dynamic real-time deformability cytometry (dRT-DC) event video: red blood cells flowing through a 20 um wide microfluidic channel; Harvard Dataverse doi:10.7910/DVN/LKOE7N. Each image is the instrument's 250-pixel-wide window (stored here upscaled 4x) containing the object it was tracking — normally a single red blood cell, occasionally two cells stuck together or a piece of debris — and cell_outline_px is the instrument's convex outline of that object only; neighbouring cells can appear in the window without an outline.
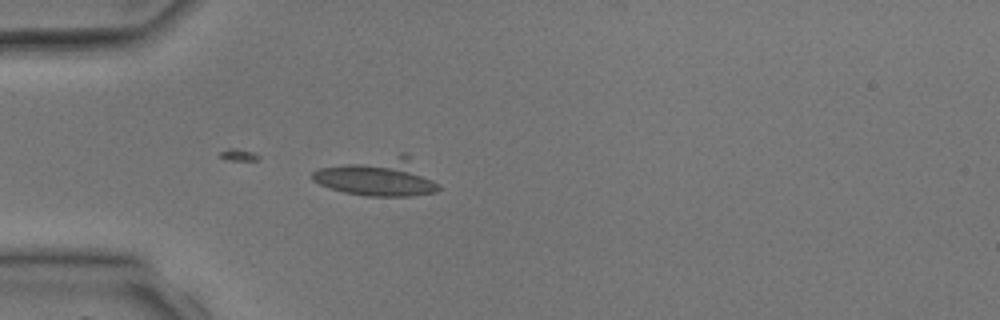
{"species": "common noctule bat (a hibernating species)", "species_latin": "Nyctalus noctula", "temperature_condition": "room temperature", "stored_images_in_passage": 3, "camera_frame_rate_fps": 3000, "um_per_image_px": 0.085, "animal": {"sex": "male", "body_mass_g": 17.9, "forearm_length_mm": 54.2}, "frame": {"image": 1, "passage_image": 3, "time_ms": 2.667, "image_size_px": [1000, 320], "cell_outline_px": [[440, 188], [436, 192], [408, 196], [368, 196], [344, 192], [320, 184], [312, 180], [312, 172], [320, 168], [400, 152], [404, 152], [440, 184]], "centroid_in_image_um": [32.18, 15.04], "position_along_channel_um": 52.8, "area_um2": 27.74}}